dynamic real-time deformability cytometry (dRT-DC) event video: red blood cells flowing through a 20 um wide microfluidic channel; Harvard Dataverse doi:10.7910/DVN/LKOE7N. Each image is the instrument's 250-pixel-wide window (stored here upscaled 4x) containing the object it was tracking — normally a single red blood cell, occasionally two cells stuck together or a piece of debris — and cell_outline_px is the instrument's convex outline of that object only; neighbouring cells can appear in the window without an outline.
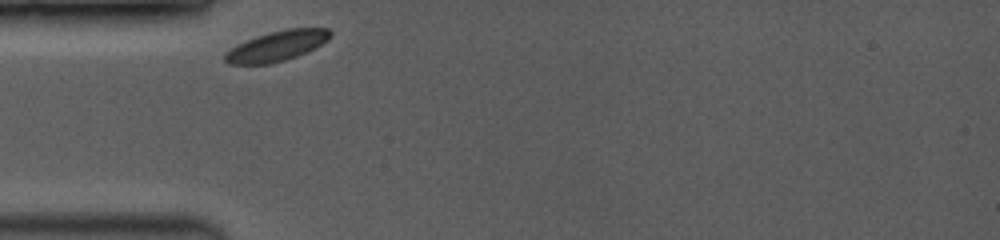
{"species": "common noctule bat (a hibernating species)", "species_latin": "Nyctalus noctula", "temperature_condition": "room temperature", "stored_images_in_passage": 33, "camera_frame_rate_fps": 3500, "um_per_image_px": 0.085, "animal": {"sex": "female", "body_mass_g": 19.0, "forearm_length_mm": 53.3}, "frame": {"image": 1, "passage_image": 1, "time_ms": 0.0, "image_size_px": [1000, 240], "cell_outline_px": [[332, 36], [328, 40], [296, 56], [284, 60], [268, 64], [228, 64], [224, 60], [224, 56], [232, 48], [256, 36], [268, 32], [288, 28], [328, 28], [332, 32]], "centroid_in_image_um": [23.56, 3.89], "position_along_channel_um": 61.4, "area_um2": 18.15}}
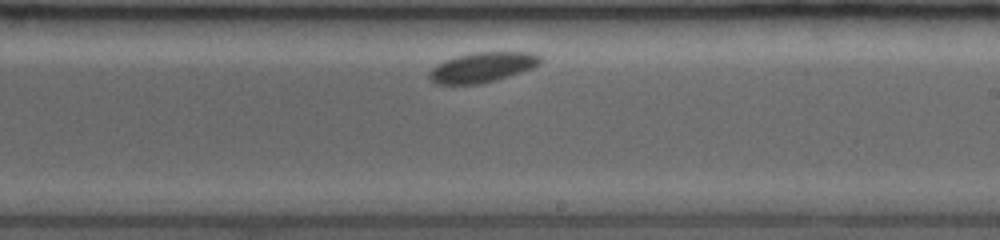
{"frame": {"image": 2, "passage_image": 19, "time_ms": 5.143, "image_size_px": [1000, 240], "cell_outline_px": [[544, 60], [540, 64], [532, 68], [496, 80], [480, 84], [436, 84], [428, 76], [428, 72], [432, 68], [444, 60], [456, 56], [476, 52], [532, 52], [540, 56]], "centroid_in_image_um": [41.01, 5.71], "position_along_channel_um": 248.0, "area_um2": 19.42}}
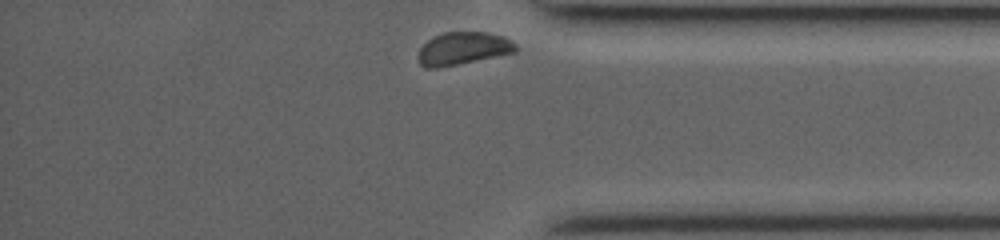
{"frame": {"image": 3, "passage_image": 33, "time_ms": 9.143, "image_size_px": [1000, 240], "cell_outline_px": [[516, 52], [436, 68], [424, 68], [420, 64], [416, 56], [420, 48], [432, 36], [444, 32], [484, 32], [504, 36], [516, 44]], "centroid_in_image_um": [39.31, 4.11], "position_along_channel_um": 395.9, "area_um2": 18.5}}